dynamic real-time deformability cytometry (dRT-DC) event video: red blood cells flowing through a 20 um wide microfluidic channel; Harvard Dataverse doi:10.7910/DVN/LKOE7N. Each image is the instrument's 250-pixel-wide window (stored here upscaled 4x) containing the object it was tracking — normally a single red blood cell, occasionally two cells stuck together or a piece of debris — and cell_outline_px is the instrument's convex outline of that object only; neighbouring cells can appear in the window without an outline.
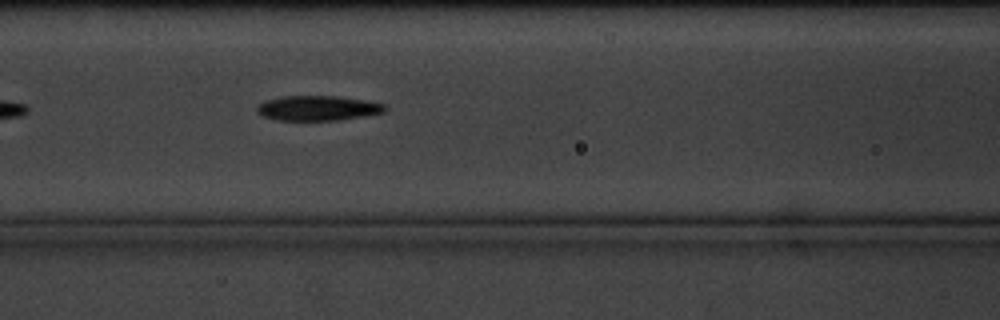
{"species": "common noctule bat (a hibernating species)", "species_latin": "Nyctalus noctula", "temperature_condition": "cold", "stored_images_in_passage": 4, "camera_frame_rate_fps": 3000, "um_per_image_px": 0.085, "animal": {"sex": "male", "body_mass_g": 20.1, "forearm_length_mm": 53.5}, "frame": {"image": 1, "passage_image": 4, "time_ms": 3.333, "image_size_px": [1000, 320], "cell_outline_px": [[388, 108], [384, 112], [364, 116], [336, 120], [276, 120], [264, 116], [256, 112], [256, 108], [264, 100], [284, 96], [336, 96], [364, 100], [384, 104]], "centroid_in_image_um": [27.0, 9.19], "position_along_channel_um": 139.6, "area_um2": 18.5}}